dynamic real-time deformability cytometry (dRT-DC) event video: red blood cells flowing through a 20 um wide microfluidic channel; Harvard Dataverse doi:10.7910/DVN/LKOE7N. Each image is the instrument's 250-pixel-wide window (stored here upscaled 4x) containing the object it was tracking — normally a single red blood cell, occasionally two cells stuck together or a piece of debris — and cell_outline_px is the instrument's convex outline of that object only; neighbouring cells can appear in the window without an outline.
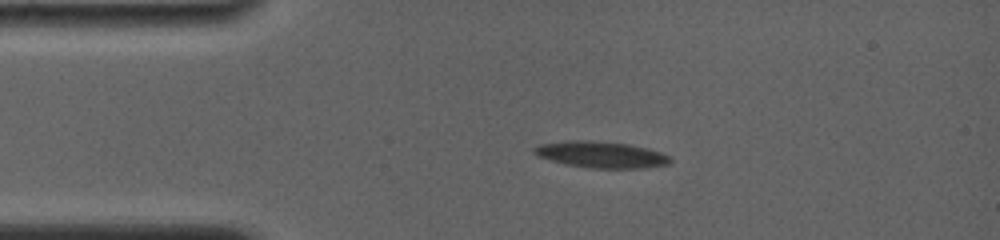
{"species": "common noctule bat (a hibernating species)", "species_latin": "Nyctalus noctula", "temperature_condition": "room temperature", "stored_images_in_passage": 16, "camera_frame_rate_fps": 4000, "um_per_image_px": 0.085, "animal": {"sex": "female", "body_mass_g": 19.0, "forearm_length_mm": 56.7}, "frame": {"image": 1, "passage_image": 3, "time_ms": 2.25, "image_size_px": [1000, 240], "cell_outline_px": [[672, 160], [668, 164], [644, 168], [588, 168], [564, 164], [536, 156], [532, 152], [532, 148], [540, 144], [564, 140], [588, 140], [628, 144], [648, 148], [660, 152], [668, 156]], "centroid_in_image_um": [51.03, 13.14], "position_along_channel_um": 34.0, "area_um2": 21.1}}
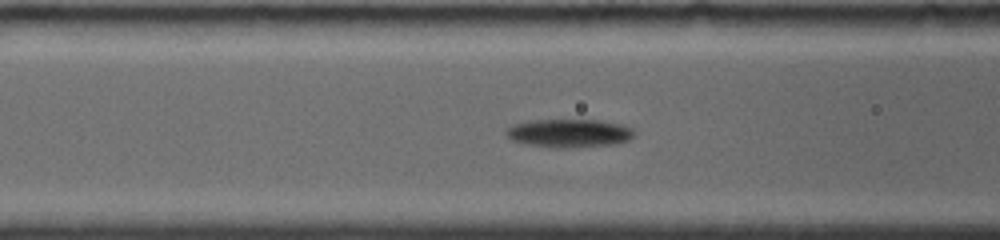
{"frame": {"image": 2, "passage_image": 10, "time_ms": 5.5, "image_size_px": [1000, 240], "cell_outline_px": [[632, 136], [628, 140], [616, 144], [560, 148], [528, 144], [512, 140], [508, 136], [508, 128], [512, 124], [528, 120], [600, 120], [624, 124], [632, 128]], "centroid_in_image_um": [48.4, 11.3], "position_along_channel_um": 118.2, "area_um2": 20.92}}
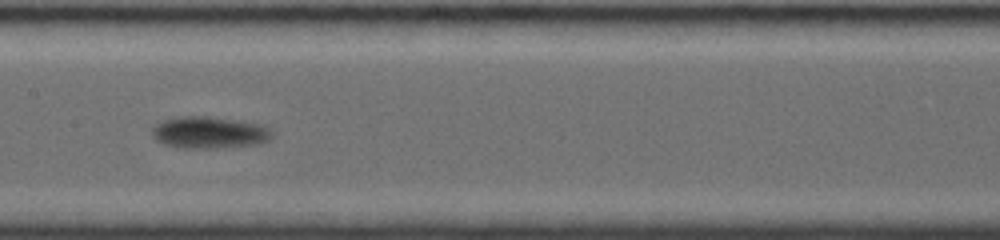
{"frame": {"image": 3, "passage_image": 14, "time_ms": 7.5, "image_size_px": [1000, 240], "cell_outline_px": [[272, 136], [268, 140], [256, 144], [208, 148], [184, 148], [164, 144], [156, 140], [152, 136], [152, 128], [156, 124], [164, 120], [176, 116], [208, 116], [240, 120], [260, 124], [268, 128], [272, 132]], "centroid_in_image_um": [17.76, 11.24], "position_along_channel_um": 189.6, "area_um2": 22.2}}